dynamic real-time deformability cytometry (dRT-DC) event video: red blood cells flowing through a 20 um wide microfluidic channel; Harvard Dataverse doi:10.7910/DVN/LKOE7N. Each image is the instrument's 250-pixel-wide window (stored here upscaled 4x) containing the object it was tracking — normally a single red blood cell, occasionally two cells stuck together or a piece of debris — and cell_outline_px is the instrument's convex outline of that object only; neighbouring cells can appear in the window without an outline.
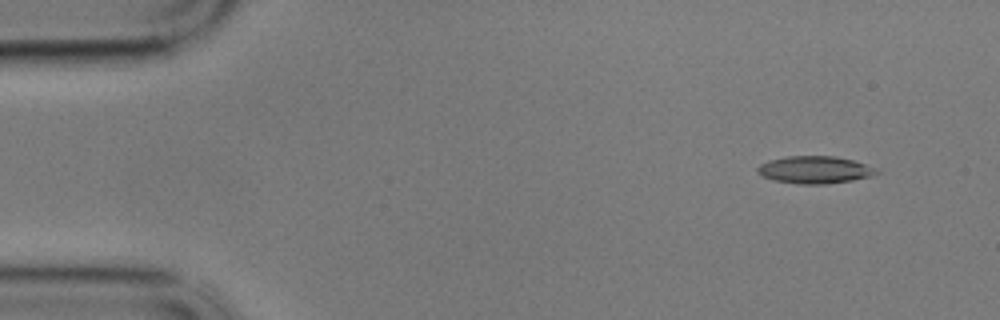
{"species": "common noctule bat (a hibernating species)", "species_latin": "Nyctalus noctula", "temperature_condition": "cold", "stored_images_in_passage": 55, "camera_frame_rate_fps": 3000, "um_per_image_px": 0.085, "animal": {"sex": "male", "body_mass_g": 17.9}, "frame": {"image": 1, "passage_image": 2, "time_ms": 0.333, "image_size_px": [1000, 320], "cell_outline_px": [[880, 172], [872, 176], [852, 180], [824, 184], [800, 184], [772, 180], [756, 172], [756, 168], [760, 164], [768, 160], [788, 156], [836, 156], [852, 160], [876, 168]], "centroid_in_image_um": [69.24, 14.43], "position_along_channel_um": 15.8, "area_um2": 18.96}}
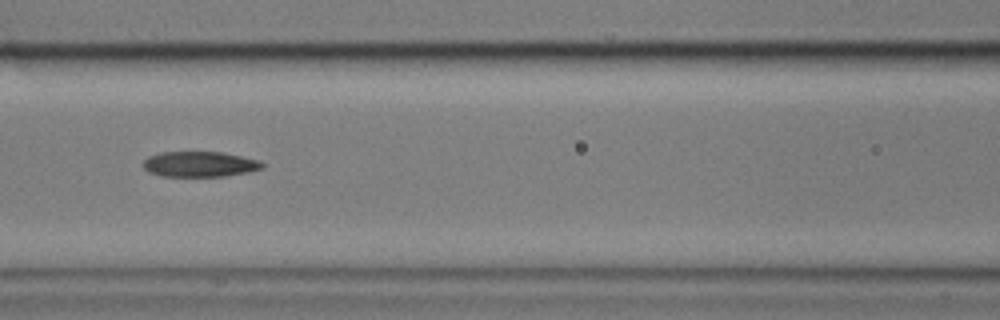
{"frame": {"image": 2, "passage_image": 22, "time_ms": 7.0, "image_size_px": [1000, 320], "cell_outline_px": [[264, 168], [248, 172], [224, 176], [160, 176], [148, 172], [144, 168], [144, 160], [148, 156], [160, 152], [224, 152], [260, 160], [264, 164]], "centroid_in_image_um": [16.99, 13.95], "position_along_channel_um": 149.6, "area_um2": 17.74}}
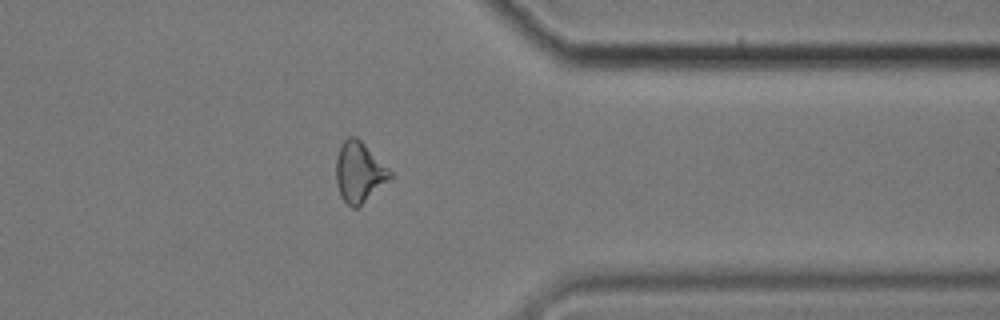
{"frame": {"image": 3, "passage_image": 43, "time_ms": 14.0, "image_size_px": [1000, 320], "cell_outline_px": [[396, 176], [356, 208], [352, 208], [340, 196], [336, 184], [336, 156], [340, 144], [348, 136], [356, 136]], "centroid_in_image_um": [30.53, 14.63], "position_along_channel_um": 380.9, "area_um2": 19.13}, "authors_computed_cell_mechanics": {"area_um2": 18.6694, "velocity_mm_per_s": 3.444, "shape_relaxation_time_tau1_ms": null, "shape_relaxation_time_tau2_ms": 7.0527, "deformation_change_tau1": null, "deformation_change_tau2": 0.1973}}